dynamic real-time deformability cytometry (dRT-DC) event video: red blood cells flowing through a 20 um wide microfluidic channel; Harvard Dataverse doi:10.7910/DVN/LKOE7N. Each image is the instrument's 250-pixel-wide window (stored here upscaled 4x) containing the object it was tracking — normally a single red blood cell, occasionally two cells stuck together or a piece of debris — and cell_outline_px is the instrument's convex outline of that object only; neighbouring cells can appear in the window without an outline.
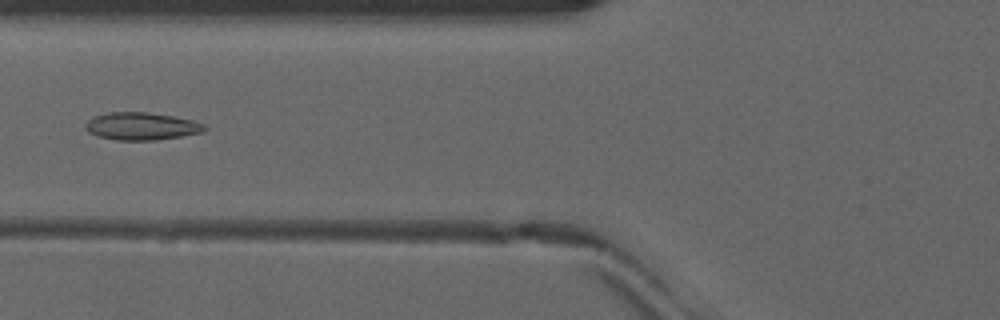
{"species": "common noctule bat (a hibernating species)", "species_latin": "Nyctalus noctula", "temperature_condition": "warm", "stored_images_in_passage": 48, "camera_frame_rate_fps": 3000, "um_per_image_px": 0.085, "animal": {"sex": "male", "forearm_length_mm": 52.5}, "frame": {"image": 1, "passage_image": 20, "time_ms": 6.333, "image_size_px": [1000, 320], "cell_outline_px": [[208, 128], [204, 132], [156, 140], [116, 140], [96, 136], [88, 132], [84, 128], [84, 124], [92, 116], [108, 112], [148, 112], [172, 116], [192, 120], [204, 124]], "centroid_in_image_um": [11.98, 10.73], "position_along_channel_um": 113.8, "area_um2": 19.31}}
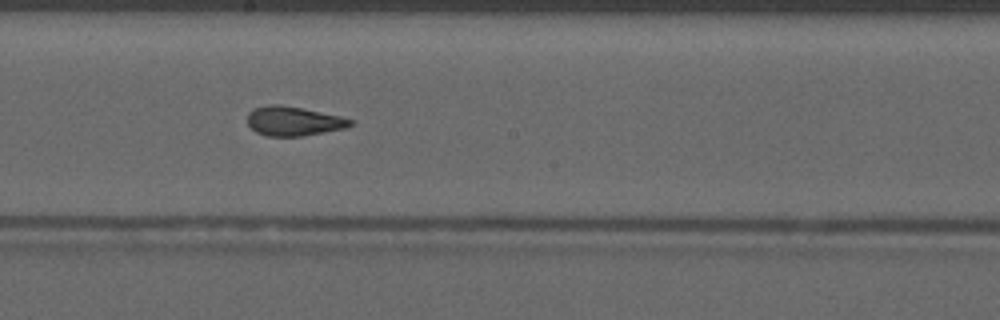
{"frame": {"image": 2, "passage_image": 28, "time_ms": 9.0, "image_size_px": [1000, 320], "cell_outline_px": [[356, 124], [344, 128], [300, 136], [268, 136], [256, 132], [248, 124], [248, 112], [252, 108], [268, 104], [280, 104], [340, 116], [356, 120]], "centroid_in_image_um": [24.95, 10.28], "position_along_channel_um": 223.2, "area_um2": 17.57}}
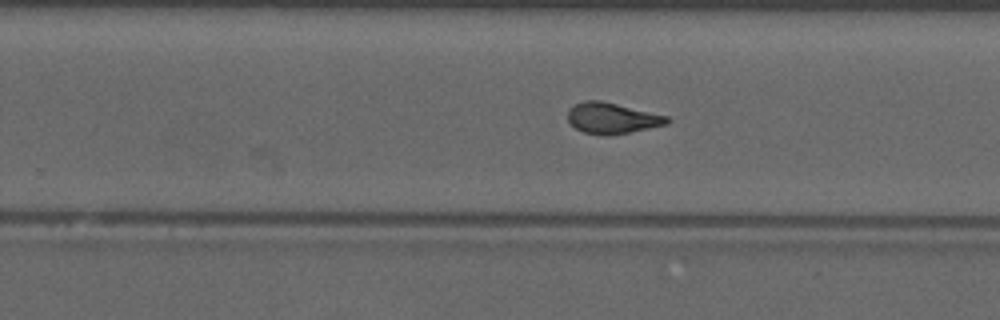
{"frame": {"image": 3, "passage_image": 32, "time_ms": 10.333, "image_size_px": [1000, 320], "cell_outline_px": [[672, 120], [668, 124], [608, 136], [604, 136], [584, 132], [576, 128], [568, 120], [568, 108], [572, 104], [584, 100], [600, 100], [668, 116]], "centroid_in_image_um": [52.01, 10.03], "position_along_channel_um": 277.8, "area_um2": 17.92}, "authors_computed_cell_mechanics": {"area_um2": 18.3515, "velocity_mm_per_s": 4.1014, "shape_relaxation_time_tau1_ms": null, "shape_relaxation_time_tau2_ms": 1.2842, "deformation_change_tau1": null, "deformation_change_tau2": 0.0797}}